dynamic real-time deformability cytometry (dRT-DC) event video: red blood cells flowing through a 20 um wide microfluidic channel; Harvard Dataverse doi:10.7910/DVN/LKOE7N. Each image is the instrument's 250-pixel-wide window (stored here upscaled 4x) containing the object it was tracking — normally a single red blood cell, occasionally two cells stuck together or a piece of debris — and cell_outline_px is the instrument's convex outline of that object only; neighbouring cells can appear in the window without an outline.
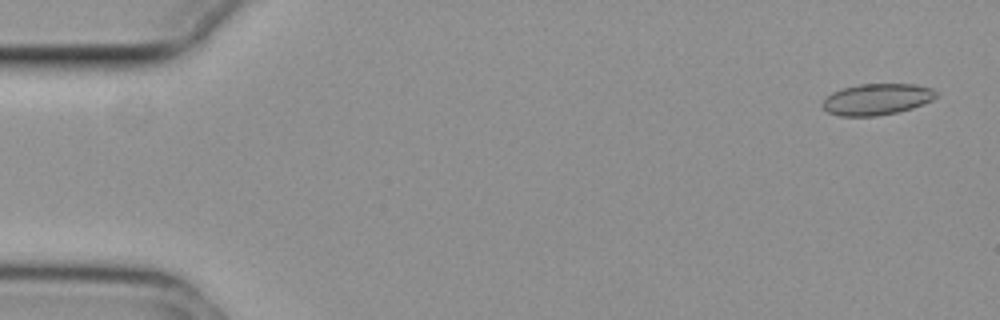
{"species": "common noctule bat (a hibernating species)", "species_latin": "Nyctalus noctula", "temperature_condition": "cold", "stored_images_in_passage": 55, "camera_frame_rate_fps": 3000, "um_per_image_px": 0.085, "animal": {"sex": "female", "body_mass_g": 29.2, "forearm_length_mm": 56.3}, "frame": {"image": 1, "passage_image": 2, "time_ms": 0.333, "image_size_px": [1000, 320], "cell_outline_px": [[936, 96], [932, 100], [924, 104], [912, 108], [896, 112], [876, 116], [840, 116], [828, 112], [820, 104], [832, 92], [840, 88], [860, 84], [916, 84], [932, 88], [936, 92]], "centroid_in_image_um": [74.52, 8.43], "position_along_channel_um": 10.5, "area_um2": 20.75}}
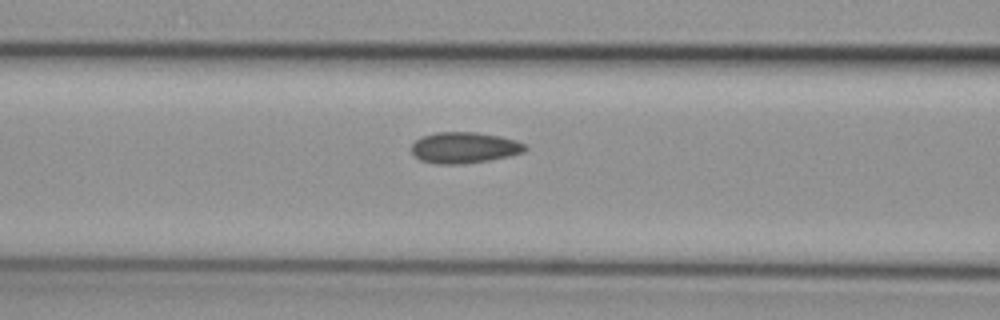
{"frame": {"image": 2, "passage_image": 22, "time_ms": 7.0, "image_size_px": [1000, 320], "cell_outline_px": [[528, 148], [524, 152], [508, 156], [488, 160], [460, 164], [436, 164], [420, 160], [412, 152], [412, 144], [420, 136], [436, 132], [476, 132], [500, 136], [516, 140], [524, 144]], "centroid_in_image_um": [39.45, 12.54], "position_along_channel_um": 127.1, "area_um2": 20.58}}
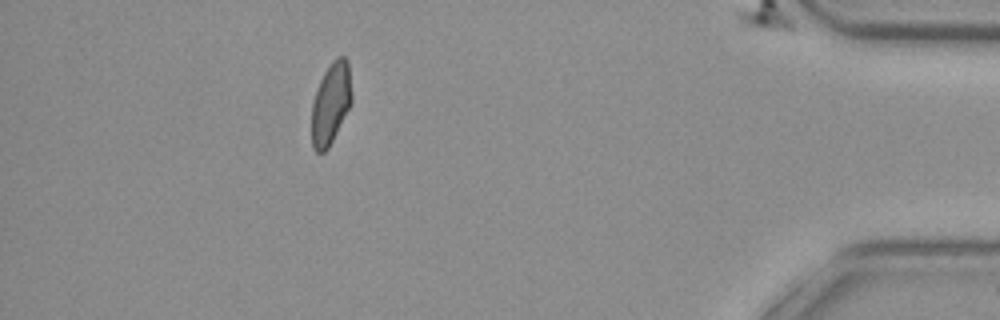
{"frame": {"image": 3, "passage_image": 49, "time_ms": 16.0, "image_size_px": [1000, 320], "cell_outline_px": [[352, 104], [328, 148], [324, 152], [316, 152], [312, 148], [312, 104], [316, 88], [324, 72], [332, 60], [336, 56], [344, 56], [348, 60], [352, 96]], "centroid_in_image_um": [28.12, 8.77], "position_along_channel_um": 407.1, "area_um2": 19.25}, "authors_computed_cell_mechanics": {"area_um2": 20.0566, "velocity_mm_per_s": 3.7312, "shape_relaxation_time_tau1_ms": null, "shape_relaxation_time_tau2_ms": 1.9785, "deformation_change_tau1": null, "deformation_change_tau2": 0.0598}}